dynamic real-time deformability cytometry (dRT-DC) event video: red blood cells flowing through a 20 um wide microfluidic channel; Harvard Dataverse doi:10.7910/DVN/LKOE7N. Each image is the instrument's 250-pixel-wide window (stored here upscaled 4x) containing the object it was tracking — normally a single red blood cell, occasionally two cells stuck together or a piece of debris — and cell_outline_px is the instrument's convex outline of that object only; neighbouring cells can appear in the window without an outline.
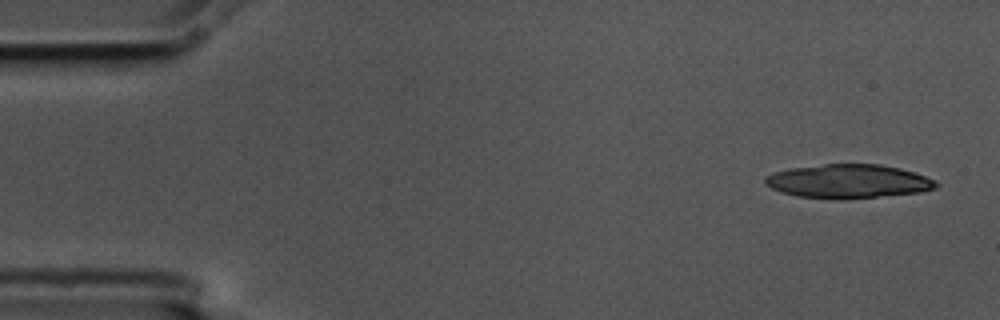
{"species": "common noctule bat (a hibernating species)", "species_latin": "Nyctalus noctula", "temperature_condition": "cold", "stored_images_in_passage": 4, "camera_frame_rate_fps": 3000, "um_per_image_px": 0.085, "animal": {"sex": "male", "body_mass_g": 17.5, "forearm_length_mm": 52.3}, "frame": {"image": 1, "passage_image": 1, "time_ms": 0.0, "image_size_px": [1000, 320], "cell_outline_px": [[940, 184], [936, 188], [920, 192], [844, 200], [832, 200], [796, 196], [780, 192], [764, 184], [764, 176], [772, 172], [788, 168], [824, 164], [880, 164], [900, 168], [936, 180]], "centroid_in_image_um": [72.05, 15.42], "position_along_channel_um": 12.9, "area_um2": 34.22}}
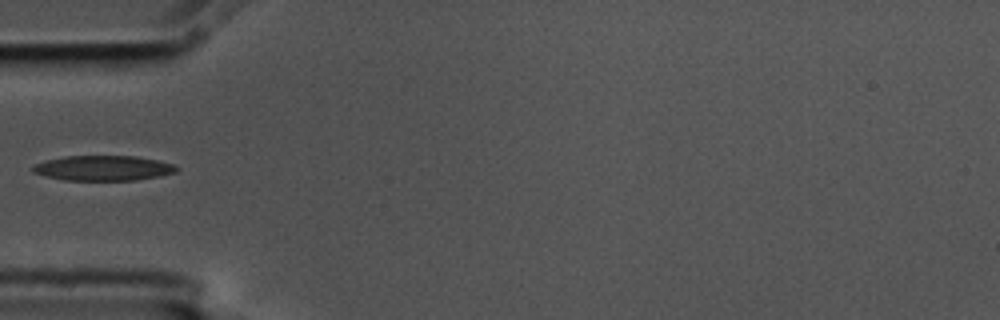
{"frame": {"image": 2, "passage_image": 4, "time_ms": 1.0, "image_size_px": [1000, 320], "cell_outline_px": [[180, 168], [176, 172], [160, 176], [136, 180], [64, 180], [44, 176], [32, 172], [32, 168], [36, 164], [48, 160], [64, 156], [136, 156], [156, 160], [172, 164]], "centroid_in_image_um": [8.78, 14.29], "position_along_channel_um": 76.2, "area_um2": 20.92}}